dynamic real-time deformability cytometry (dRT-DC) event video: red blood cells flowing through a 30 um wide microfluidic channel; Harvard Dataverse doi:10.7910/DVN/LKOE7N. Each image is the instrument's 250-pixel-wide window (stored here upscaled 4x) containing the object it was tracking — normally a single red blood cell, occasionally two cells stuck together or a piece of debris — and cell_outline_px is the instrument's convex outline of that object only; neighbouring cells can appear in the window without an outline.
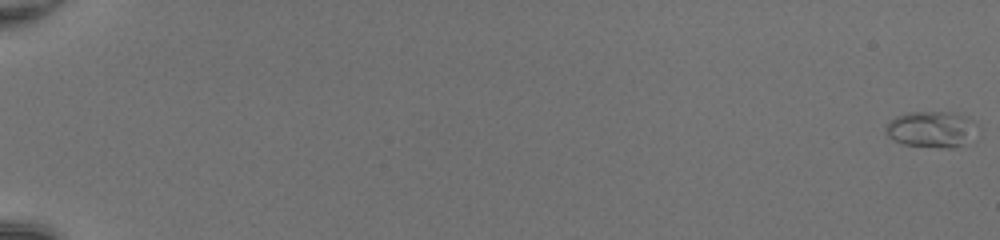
{"species": "common noctule bat (a hibernating species)", "species_latin": "Nyctalus noctula", "temperature_condition": "room temperature", "stored_images_in_passage": 53, "camera_frame_rate_fps": 3000, "um_per_image_px": 0.085, "animal": {"sex": "female", "body_mass_g": 20.0, "forearm_length_mm": 54.0}, "frame": {"image": 1, "passage_image": 1, "time_ms": 0.0, "image_size_px": [1000, 240], "cell_outline_px": [[980, 128], [976, 140], [952, 148], [944, 148], [904, 144], [892, 140], [884, 132], [884, 128], [896, 116], [908, 112], [948, 112], [968, 116]], "centroid_in_image_um": [79.27, 11.0], "position_along_channel_um": 5.7, "area_um2": 19.88}}
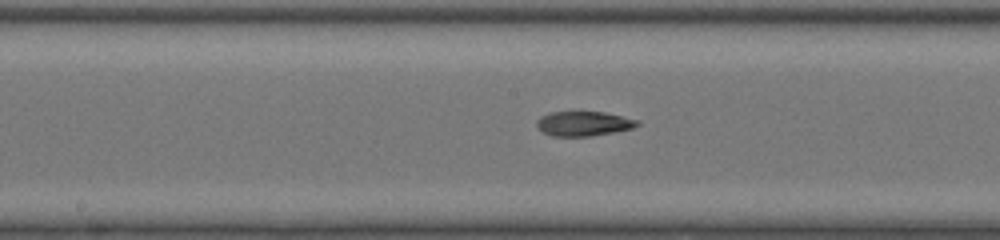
{"frame": {"image": 2, "passage_image": 31, "time_ms": 10.0, "image_size_px": [1000, 240], "cell_outline_px": [[640, 124], [632, 128], [592, 136], [552, 136], [544, 132], [536, 124], [536, 120], [540, 116], [548, 112], [604, 112], [640, 120]], "centroid_in_image_um": [49.6, 10.5], "position_along_channel_um": 198.6, "area_um2": 14.39}}
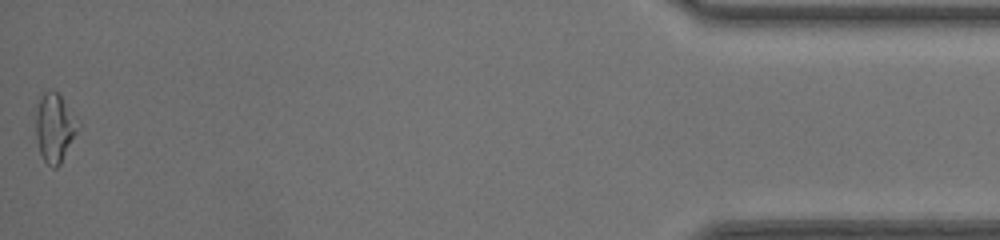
{"frame": {"image": 3, "passage_image": 53, "time_ms": 17.333, "image_size_px": [1000, 240], "cell_outline_px": [[80, 128], [60, 164], [56, 168], [52, 168], [44, 160], [40, 152], [36, 140], [36, 112], [40, 92], [48, 88], [52, 88], [60, 96], [80, 120]], "centroid_in_image_um": [4.66, 10.8], "position_along_channel_um": 430.5, "area_um2": 17.34}, "authors_computed_cell_mechanics": {"area_um2": 15.028, "velocity_mm_per_s": 4.2237, "shape_relaxation_time_tau1_ms": null, "shape_relaxation_time_tau2_ms": 3.3102, "deformation_change_tau1": null, "deformation_change_tau2": 0.0964}}